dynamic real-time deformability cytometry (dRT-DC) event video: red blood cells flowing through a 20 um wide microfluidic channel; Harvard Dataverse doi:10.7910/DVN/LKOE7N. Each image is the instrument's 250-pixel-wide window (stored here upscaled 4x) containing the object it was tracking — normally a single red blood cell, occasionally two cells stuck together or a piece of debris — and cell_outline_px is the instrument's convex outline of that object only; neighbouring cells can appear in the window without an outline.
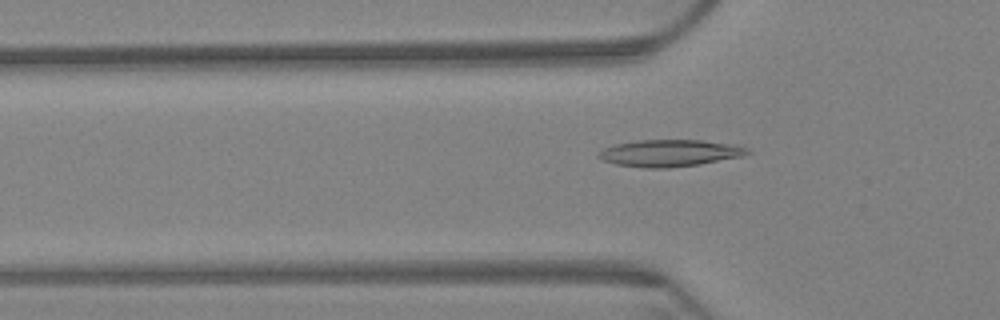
{"species": "Egyptian fruit bat (a non-hibernating species)", "species_latin": "Rousettus aegyptiacus", "temperature_condition": "warm", "stored_images_in_passage": 56, "camera_frame_rate_fps": 3000, "um_per_image_px": 0.085, "animal": {"sex": "female"}, "frame": {"image": 1, "passage_image": 21, "time_ms": 6.667, "image_size_px": [1000, 320], "cell_outline_px": [[752, 152], [744, 156], [700, 164], [668, 168], [644, 168], [616, 164], [604, 160], [596, 156], [604, 148], [616, 144], [640, 140], [700, 140], [740, 144], [748, 148]], "centroid_in_image_um": [57.01, 13.01], "position_along_channel_um": 68.8, "area_um2": 23.47}}
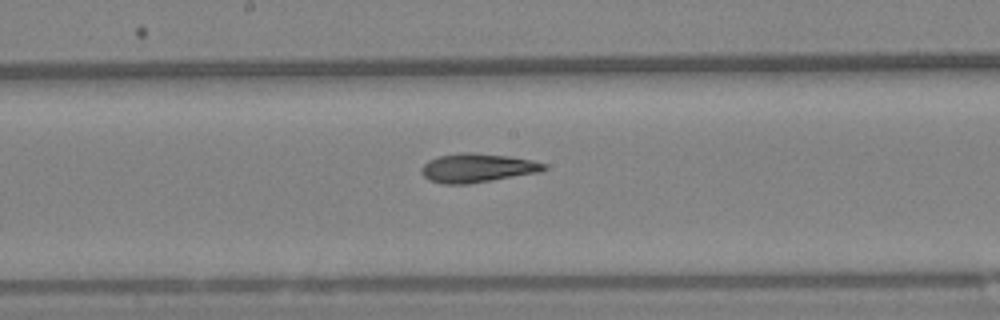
{"frame": {"image": 2, "passage_image": 34, "time_ms": 11.0, "image_size_px": [1000, 320], "cell_outline_px": [[548, 168], [540, 172], [468, 184], [444, 184], [428, 180], [420, 172], [420, 168], [428, 160], [440, 156], [460, 152], [472, 152], [508, 156], [532, 160], [548, 164]], "centroid_in_image_um": [40.57, 14.27], "position_along_channel_um": 207.6, "area_um2": 20.75}}
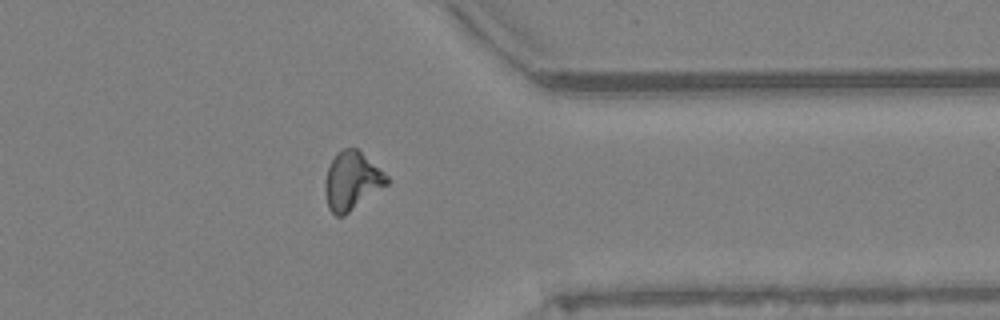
{"frame": {"image": 3, "passage_image": 51, "time_ms": 16.667, "image_size_px": [1000, 320], "cell_outline_px": [[388, 184], [344, 216], [336, 216], [328, 208], [324, 188], [324, 180], [328, 168], [336, 152], [344, 148], [356, 148], [384, 172], [388, 176]], "centroid_in_image_um": [29.88, 15.38], "position_along_channel_um": 381.5, "area_um2": 20.87}, "authors_computed_cell_mechanics": {"area_um2": 20.808, "velocity_mm_per_s": 3.2065, "shape_relaxation_time_tau1_ms": null, "shape_relaxation_time_tau2_ms": 3.4383, "deformation_change_tau1": null, "deformation_change_tau2": 0.11}}